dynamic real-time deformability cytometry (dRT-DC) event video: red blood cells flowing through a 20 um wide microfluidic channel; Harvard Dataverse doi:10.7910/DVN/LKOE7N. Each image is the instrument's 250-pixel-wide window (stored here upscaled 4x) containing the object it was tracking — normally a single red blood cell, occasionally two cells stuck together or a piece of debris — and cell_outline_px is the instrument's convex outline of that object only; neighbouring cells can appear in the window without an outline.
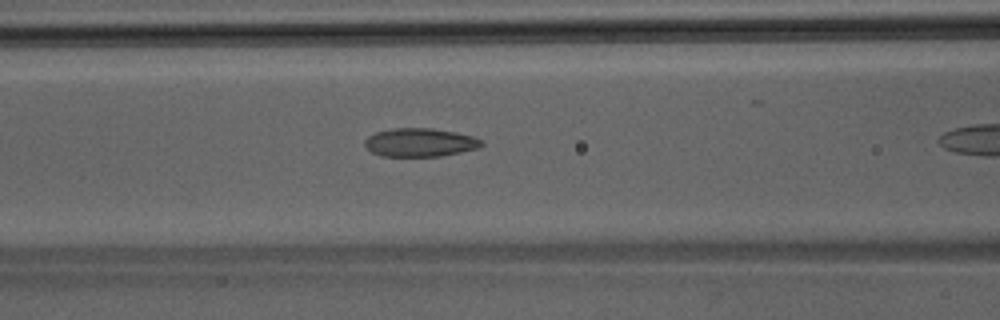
{"species": "Egyptian fruit bat (a non-hibernating species)", "species_latin": "Rousettus aegyptiacus", "temperature_condition": "room temperature", "stored_images_in_passage": 8, "camera_frame_rate_fps": 3000, "um_per_image_px": 0.085, "animal": {"sex": "male"}, "frame": {"image": 1, "passage_image": 7, "time_ms": 2.0, "image_size_px": [1000, 320], "cell_outline_px": [[484, 144], [480, 148], [440, 156], [380, 156], [372, 152], [364, 144], [364, 140], [368, 136], [376, 132], [392, 128], [432, 128], [456, 132], [472, 136], [480, 140]], "centroid_in_image_um": [35.69, 12.1], "position_along_channel_um": 130.9, "area_um2": 19.36}}